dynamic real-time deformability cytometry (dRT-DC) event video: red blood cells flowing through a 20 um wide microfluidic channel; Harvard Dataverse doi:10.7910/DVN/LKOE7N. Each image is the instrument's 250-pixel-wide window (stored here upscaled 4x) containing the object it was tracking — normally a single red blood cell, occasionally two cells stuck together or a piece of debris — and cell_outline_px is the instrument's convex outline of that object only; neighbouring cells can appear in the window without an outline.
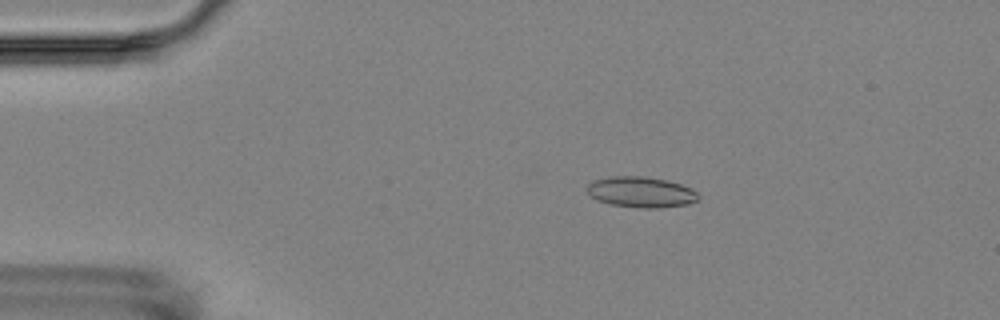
{"species": "Egyptian fruit bat (a non-hibernating species)", "species_latin": "Rousettus aegyptiacus", "temperature_condition": "room temperature", "stored_images_in_passage": 5, "camera_frame_rate_fps": 3000, "um_per_image_px": 0.085, "animal": {"sex": "female"}, "frame": {"image": 1, "passage_image": 3, "time_ms": 2.333, "image_size_px": [1000, 320], "cell_outline_px": [[696, 200], [688, 204], [660, 208], [640, 208], [612, 204], [596, 200], [588, 192], [588, 184], [592, 180], [612, 176], [644, 176], [668, 180], [680, 184], [696, 192]], "centroid_in_image_um": [54.45, 16.32], "position_along_channel_um": 30.6, "area_um2": 19.71}}